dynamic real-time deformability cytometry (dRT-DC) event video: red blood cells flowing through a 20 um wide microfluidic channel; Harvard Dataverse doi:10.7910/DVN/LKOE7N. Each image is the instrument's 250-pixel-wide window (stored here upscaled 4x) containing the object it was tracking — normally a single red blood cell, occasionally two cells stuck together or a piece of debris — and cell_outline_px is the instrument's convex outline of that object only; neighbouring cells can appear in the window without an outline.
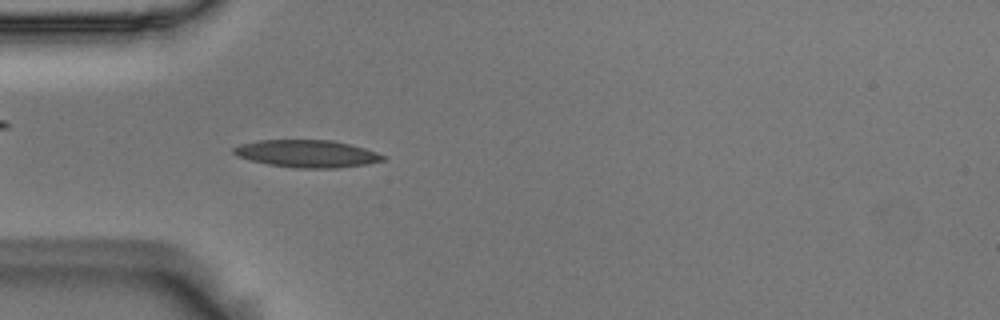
{"species": "Egyptian fruit bat (a non-hibernating species)", "species_latin": "Rousettus aegyptiacus", "temperature_condition": "room temperature", "stored_images_in_passage": 53, "camera_frame_rate_fps": 3000, "um_per_image_px": 0.085, "animal": {"sex": "male"}, "frame": {"image": 1, "passage_image": 15, "time_ms": 4.667, "image_size_px": [1000, 320], "cell_outline_px": [[388, 156], [384, 160], [364, 164], [336, 168], [296, 168], [268, 164], [236, 156], [232, 152], [232, 148], [240, 144], [260, 140], [332, 140], [364, 148]], "centroid_in_image_um": [26.08, 13.06], "position_along_channel_um": 58.9, "area_um2": 23.7}}
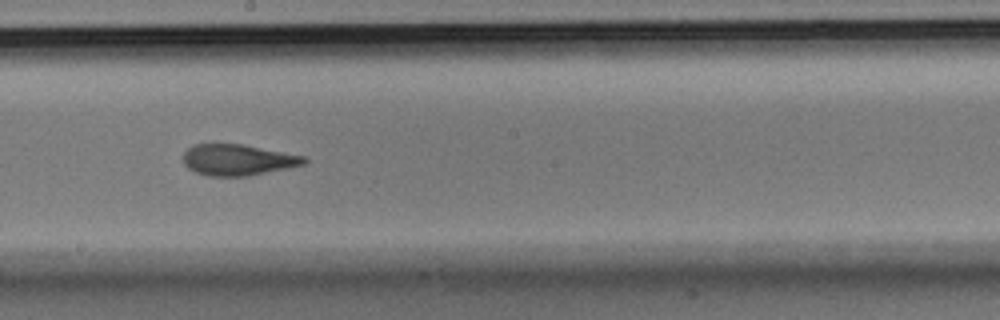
{"frame": {"image": 2, "passage_image": 29, "time_ms": 9.333, "image_size_px": [1000, 320], "cell_outline_px": [[308, 160], [304, 164], [248, 176], [208, 176], [196, 172], [188, 168], [184, 164], [184, 152], [192, 144], [240, 144], [304, 156]], "centroid_in_image_um": [20.17, 13.59], "position_along_channel_um": 228.0, "area_um2": 21.62}}
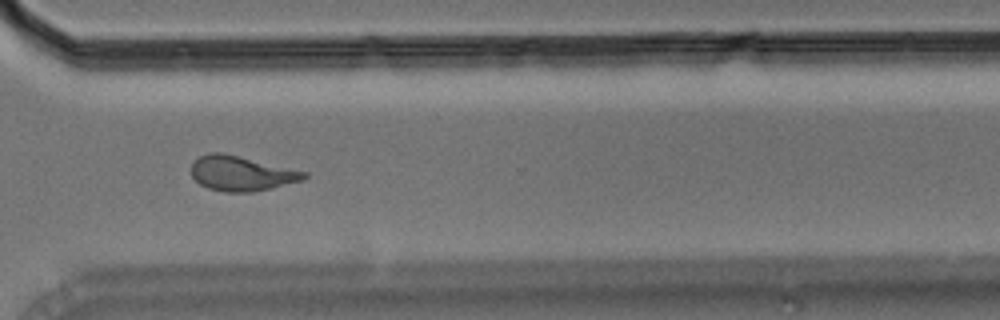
{"frame": {"image": 3, "passage_image": 39, "time_ms": 12.667, "image_size_px": [1000, 320], "cell_outline_px": [[308, 176], [304, 180], [272, 188], [252, 192], [224, 192], [208, 188], [200, 184], [192, 176], [192, 164], [200, 156], [208, 152], [220, 152], [308, 172]], "centroid_in_image_um": [20.54, 14.75], "position_along_channel_um": 350.1, "area_um2": 22.77}, "authors_computed_cell_mechanics": {"area_um2": 22.4842, "velocity_mm_per_s": 3.6707, "shape_relaxation_time_tau1_ms": 4.2295, "shape_relaxation_time_tau2_ms": 1.6966, "deformation_change_tau1": 0.187, "deformation_change_tau2": 0.105}}